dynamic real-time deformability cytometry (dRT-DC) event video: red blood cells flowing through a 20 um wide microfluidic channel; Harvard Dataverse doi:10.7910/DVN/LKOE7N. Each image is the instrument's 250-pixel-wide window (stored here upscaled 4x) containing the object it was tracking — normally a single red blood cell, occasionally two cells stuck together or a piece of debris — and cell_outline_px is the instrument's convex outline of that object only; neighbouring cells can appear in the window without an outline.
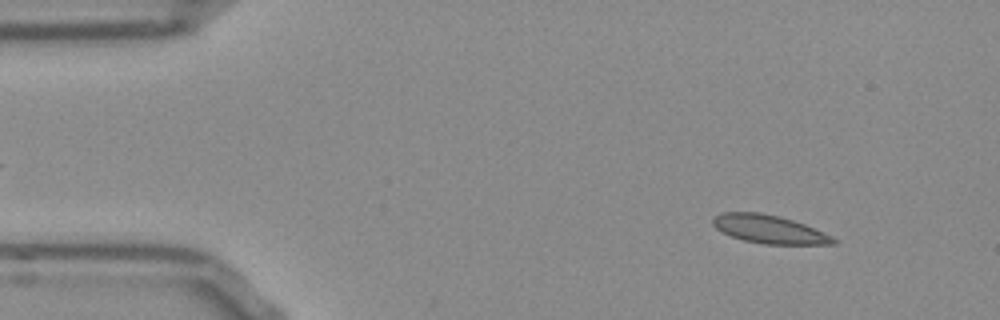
{"species": "Egyptian fruit bat (a non-hibernating species)", "species_latin": "Rousettus aegyptiacus", "temperature_condition": "room temperature", "stored_images_in_passage": 48, "camera_frame_rate_fps": 3000, "um_per_image_px": 0.085, "frame": {"image": 1, "passage_image": 1, "time_ms": 0.0, "image_size_px": [1000, 320], "cell_outline_px": [[836, 244], [764, 244], [744, 240], [732, 236], [716, 228], [712, 224], [712, 216], [724, 212], [760, 212], [792, 220], [804, 224], [832, 236], [836, 240]], "centroid_in_image_um": [65.35, 19.48], "position_along_channel_um": 19.6, "area_um2": 19.59}}
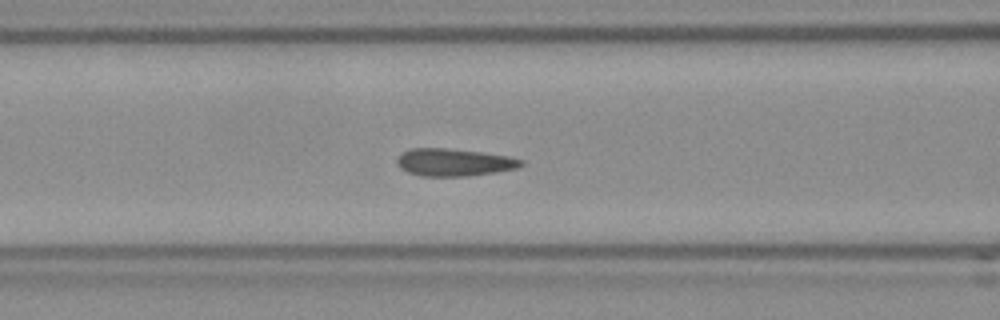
{"frame": {"image": 2, "passage_image": 16, "time_ms": 5.0, "image_size_px": [1000, 320], "cell_outline_px": [[524, 164], [516, 168], [496, 172], [468, 176], [424, 176], [408, 172], [400, 168], [396, 160], [408, 148], [444, 148], [480, 152], [508, 156], [524, 160]], "centroid_in_image_um": [38.6, 13.8], "position_along_channel_um": 128.0, "area_um2": 19.71}}
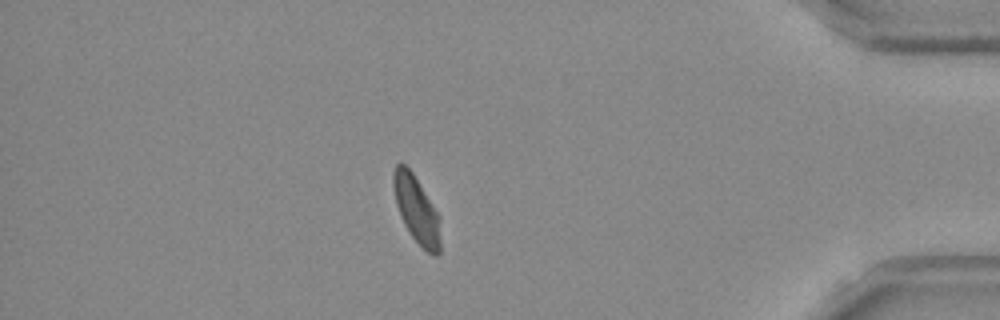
{"frame": {"image": 3, "passage_image": 41, "time_ms": 13.333, "image_size_px": [1000, 320], "cell_outline_px": [[440, 252], [436, 256], [432, 256], [412, 236], [404, 224], [400, 216], [396, 204], [392, 184], [392, 176], [396, 164], [404, 164], [412, 172], [440, 216]], "centroid_in_image_um": [35.4, 17.82], "position_along_channel_um": 399.8, "area_um2": 18.26}}